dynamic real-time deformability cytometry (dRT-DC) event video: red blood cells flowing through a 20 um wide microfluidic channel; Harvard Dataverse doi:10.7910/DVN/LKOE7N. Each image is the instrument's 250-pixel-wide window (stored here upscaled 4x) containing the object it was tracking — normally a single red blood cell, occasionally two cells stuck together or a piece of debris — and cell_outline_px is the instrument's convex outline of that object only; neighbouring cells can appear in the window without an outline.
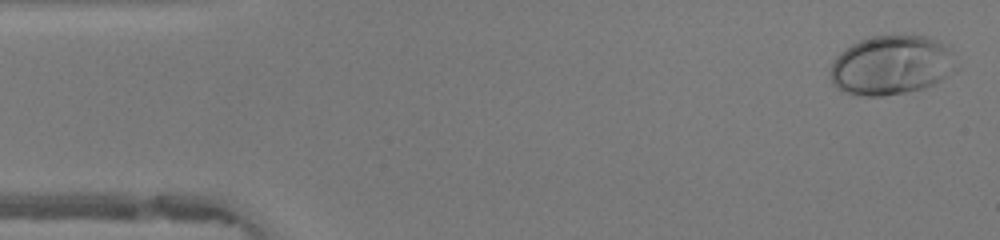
{"species": "human", "species_latin": "Homo sapiens", "temperature_condition": "warm", "stored_images_in_passage": 47, "camera_frame_rate_fps": 3000, "um_per_image_px": 0.085, "donor": {"sex": "female"}, "frame": {"image": 1, "passage_image": 1, "time_ms": 0.0, "image_size_px": [1000, 240], "cell_outline_px": [[960, 68], [940, 80], [924, 88], [884, 96], [864, 96], [840, 92], [832, 84], [832, 60], [844, 48], [860, 40], [872, 36], [928, 36], [936, 40], [948, 48], [952, 52]], "centroid_in_image_um": [75.77, 5.55], "position_along_channel_um": 9.2, "area_um2": 43.7}}
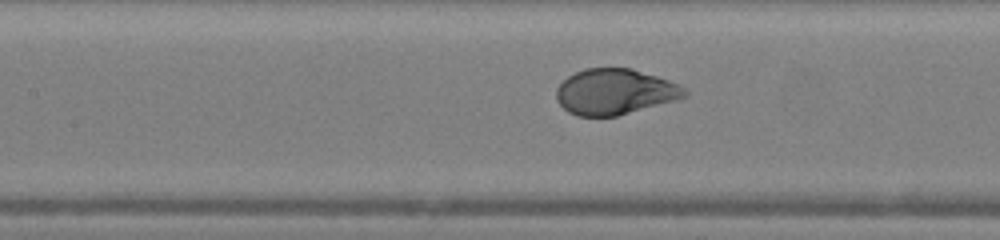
{"frame": {"image": 2, "passage_image": 20, "time_ms": 6.333, "image_size_px": [1000, 240], "cell_outline_px": [[688, 92], [684, 96], [676, 100], [616, 116], [576, 116], [568, 112], [556, 100], [556, 88], [568, 76], [584, 68], [632, 68], [680, 84]], "centroid_in_image_um": [52.24, 7.8], "position_along_channel_um": 155.2, "area_um2": 34.04}}
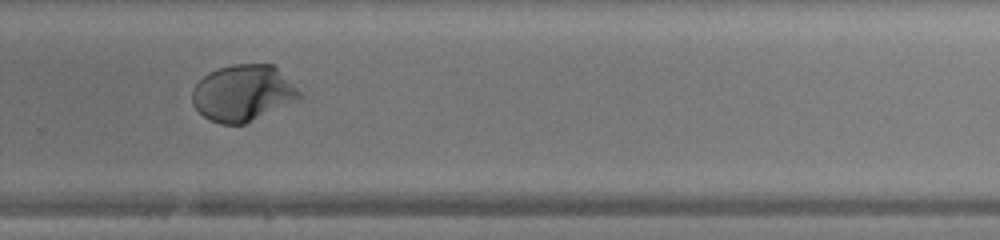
{"frame": {"image": 3, "passage_image": 31, "time_ms": 10.0, "image_size_px": [1000, 240], "cell_outline_px": [[304, 96], [296, 100], [244, 124], [220, 124], [204, 116], [192, 104], [192, 88], [208, 72], [232, 64], [272, 64]], "centroid_in_image_um": [20.61, 7.9], "position_along_channel_um": 309.2, "area_um2": 34.62}, "authors_computed_cell_mechanics": {"area_um2": 35.3736, "velocity_mm_per_s": 4.2148, "shape_relaxation_time_tau1_ms": 3.401, "shape_relaxation_time_tau2_ms": null, "deformation_change_tau1": 0.2171, "deformation_change_tau2": null}}